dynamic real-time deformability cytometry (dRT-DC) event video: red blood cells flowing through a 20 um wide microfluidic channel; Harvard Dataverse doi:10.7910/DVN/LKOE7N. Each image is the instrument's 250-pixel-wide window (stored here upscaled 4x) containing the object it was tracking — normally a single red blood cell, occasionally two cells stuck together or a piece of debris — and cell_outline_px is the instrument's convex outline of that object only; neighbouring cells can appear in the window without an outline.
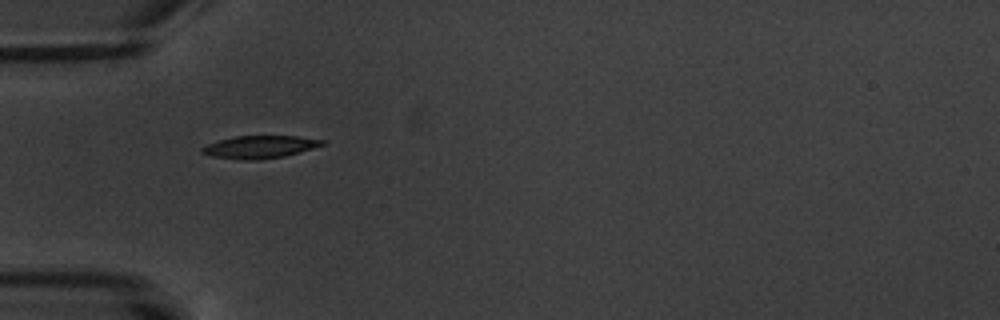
{"species": "common noctule bat (a hibernating species)", "species_latin": "Nyctalus noctula", "temperature_condition": "warm", "stored_images_in_passage": 2, "camera_frame_rate_fps": 3000, "um_per_image_px": 0.085, "animal": {"sex": "male", "body_mass_g": 20.1, "forearm_length_mm": 53.5}, "frame": {"image": 1, "passage_image": 1, "time_ms": 0.0, "image_size_px": [1000, 320], "cell_outline_px": [[324, 144], [300, 152], [284, 156], [260, 160], [240, 160], [212, 156], [200, 152], [200, 148], [208, 144], [220, 140], [236, 136], [296, 136], [324, 140]], "centroid_in_image_um": [22.05, 12.5], "position_along_channel_um": 63.0, "area_um2": 15.72}}